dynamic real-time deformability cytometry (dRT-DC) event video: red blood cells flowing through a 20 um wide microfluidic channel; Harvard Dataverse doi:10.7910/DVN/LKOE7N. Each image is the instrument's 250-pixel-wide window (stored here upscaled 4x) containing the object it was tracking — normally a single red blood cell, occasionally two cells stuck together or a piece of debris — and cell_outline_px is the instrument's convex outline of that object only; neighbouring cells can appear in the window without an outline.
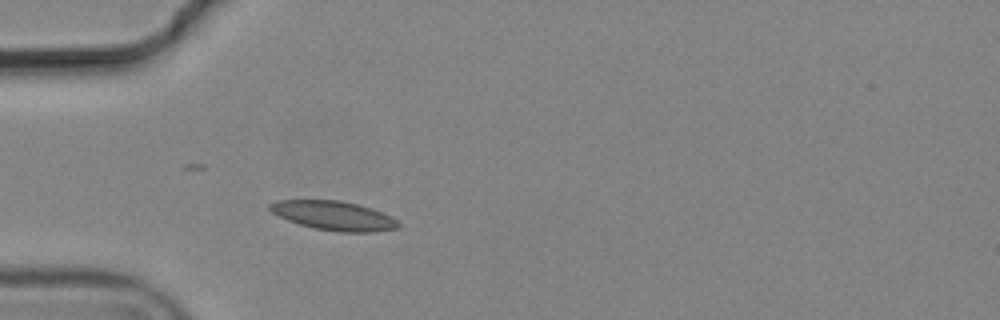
{"species": "common noctule bat (a hibernating species)", "species_latin": "Nyctalus noctula", "temperature_condition": "cold", "stored_images_in_passage": 2, "camera_frame_rate_fps": 3000, "um_per_image_px": 0.085, "animal": {"sex": "male", "body_mass_g": 19.2, "forearm_length_mm": 51.8}, "frame": {"image": 1, "passage_image": 2, "time_ms": 0.333, "image_size_px": [1000, 320], "cell_outline_px": [[400, 224], [396, 228], [372, 232], [340, 232], [316, 228], [300, 224], [288, 220], [272, 212], [268, 208], [268, 204], [276, 200], [340, 200], [372, 208], [396, 220]], "centroid_in_image_um": [28.33, 18.32], "position_along_channel_um": 56.7, "area_um2": 21.5}}